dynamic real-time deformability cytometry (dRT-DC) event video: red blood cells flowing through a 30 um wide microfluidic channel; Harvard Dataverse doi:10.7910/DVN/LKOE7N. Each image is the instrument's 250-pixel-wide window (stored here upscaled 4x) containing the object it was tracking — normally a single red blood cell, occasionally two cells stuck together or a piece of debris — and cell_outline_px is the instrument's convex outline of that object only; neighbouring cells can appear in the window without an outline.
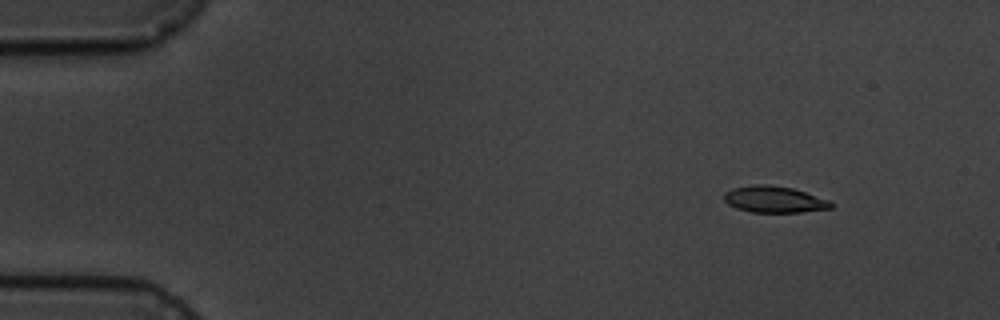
{"species": "common noctule bat (a hibernating species)", "species_latin": "Nyctalus noctula", "temperature_condition": "cold", "stored_images_in_passage": 5, "segment_of_instrument_passage": [1, 2], "camera_frame_rate_fps": 3000, "um_per_image_px": 0.085, "animal": {"sex": "male", "body_mass_g": 19.5, "forearm_length_mm": 54.6}, "frame": {"image": 1, "passage_image": 1, "time_ms": 0.0, "image_size_px": [1000, 320], "cell_outline_px": [[832, 208], [800, 212], [752, 212], [736, 208], [728, 204], [724, 200], [724, 192], [732, 188], [756, 184], [768, 184], [792, 188], [828, 200], [832, 204]], "centroid_in_image_um": [65.76, 16.94], "position_along_channel_um": 19.2, "area_um2": 16.36}}